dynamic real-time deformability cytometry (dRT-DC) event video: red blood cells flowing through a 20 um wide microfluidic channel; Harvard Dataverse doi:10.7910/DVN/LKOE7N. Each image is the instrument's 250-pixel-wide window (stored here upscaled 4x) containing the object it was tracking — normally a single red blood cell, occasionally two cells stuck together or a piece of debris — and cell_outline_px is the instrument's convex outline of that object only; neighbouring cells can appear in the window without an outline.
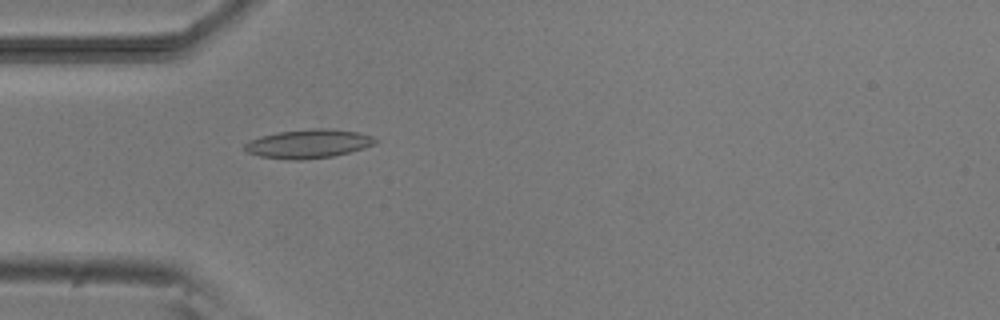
{"species": "common noctule bat (a hibernating species)", "species_latin": "Nyctalus noctula", "temperature_condition": "room temperature", "stored_images_in_passage": 4, "camera_frame_rate_fps": 3000, "um_per_image_px": 0.085, "animal": {"sex": "male", "body_mass_g": 20.5, "forearm_length_mm": 52.5}, "frame": {"image": 1, "passage_image": 4, "time_ms": 3.333, "image_size_px": [1000, 320], "cell_outline_px": [[380, 140], [376, 144], [364, 148], [332, 156], [300, 160], [292, 160], [260, 156], [248, 152], [244, 148], [244, 144], [260, 136], [276, 132], [308, 128], [328, 128], [356, 132], [372, 136]], "centroid_in_image_um": [26.24, 12.21], "position_along_channel_um": 58.8, "area_um2": 21.91}}